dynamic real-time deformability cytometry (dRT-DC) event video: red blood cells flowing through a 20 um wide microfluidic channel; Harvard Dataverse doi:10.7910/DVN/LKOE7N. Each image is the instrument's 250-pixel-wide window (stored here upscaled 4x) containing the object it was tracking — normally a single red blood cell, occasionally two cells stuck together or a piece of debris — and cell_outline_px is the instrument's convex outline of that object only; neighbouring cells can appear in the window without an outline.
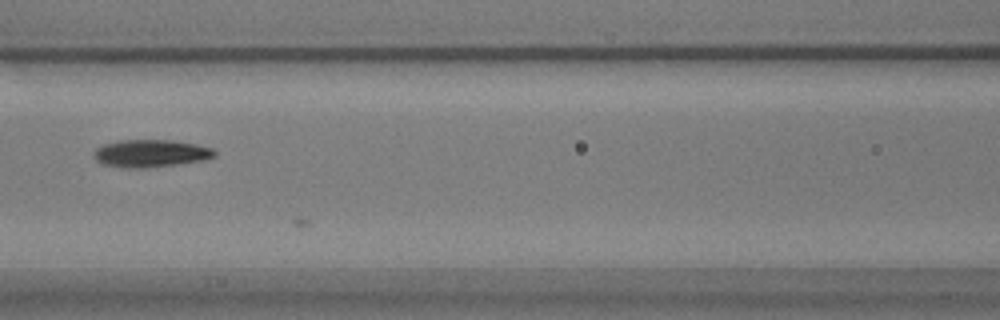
{"species": "common noctule bat (a hibernating species)", "species_latin": "Nyctalus noctula", "temperature_condition": "warm", "stored_images_in_passage": 17, "camera_frame_rate_fps": 3000, "um_per_image_px": 0.085, "animal": {"sex": "male", "body_mass_g": 17.9}, "frame": {"image": 1, "passage_image": 14, "time_ms": 4.333, "image_size_px": [1000, 320], "cell_outline_px": [[216, 156], [204, 160], [180, 164], [144, 168], [124, 168], [104, 164], [96, 160], [92, 156], [96, 148], [104, 144], [120, 140], [172, 140], [196, 144], [212, 148], [216, 152]], "centroid_in_image_um": [12.82, 13.04], "position_along_channel_um": 153.8, "area_um2": 19.48}}